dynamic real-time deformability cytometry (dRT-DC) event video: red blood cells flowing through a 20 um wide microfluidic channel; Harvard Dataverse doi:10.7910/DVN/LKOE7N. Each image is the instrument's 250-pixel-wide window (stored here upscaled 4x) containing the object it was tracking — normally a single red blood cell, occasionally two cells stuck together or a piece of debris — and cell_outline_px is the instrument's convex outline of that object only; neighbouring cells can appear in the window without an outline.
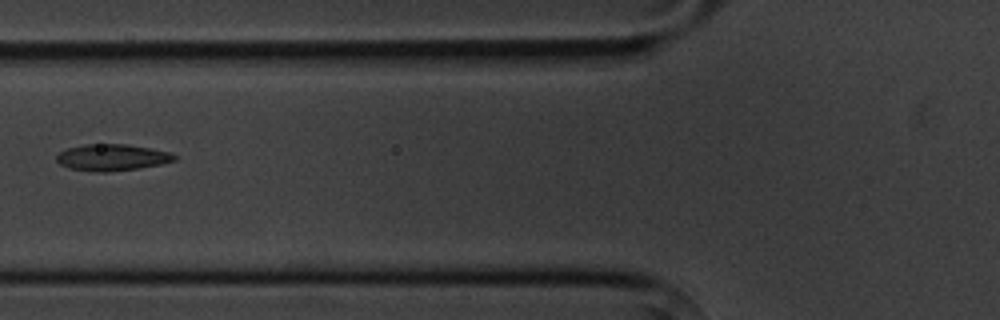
{"species": "common noctule bat (a hibernating species)", "species_latin": "Nyctalus noctula", "temperature_condition": "cold", "stored_images_in_passage": 3, "camera_frame_rate_fps": 3000, "um_per_image_px": 0.085, "animal": {"sex": "male", "body_mass_g": 20.1, "forearm_length_mm": 53.5}, "frame": {"image": 1, "passage_image": 3, "time_ms": 2.333, "image_size_px": [1000, 320], "cell_outline_px": [[176, 160], [160, 164], [140, 168], [108, 172], [92, 172], [68, 168], [60, 164], [56, 160], [56, 156], [60, 152], [68, 148], [84, 144], [128, 144], [152, 148], [172, 152], [176, 156]], "centroid_in_image_um": [9.53, 13.38], "position_along_channel_um": 116.3, "area_um2": 18.44}}